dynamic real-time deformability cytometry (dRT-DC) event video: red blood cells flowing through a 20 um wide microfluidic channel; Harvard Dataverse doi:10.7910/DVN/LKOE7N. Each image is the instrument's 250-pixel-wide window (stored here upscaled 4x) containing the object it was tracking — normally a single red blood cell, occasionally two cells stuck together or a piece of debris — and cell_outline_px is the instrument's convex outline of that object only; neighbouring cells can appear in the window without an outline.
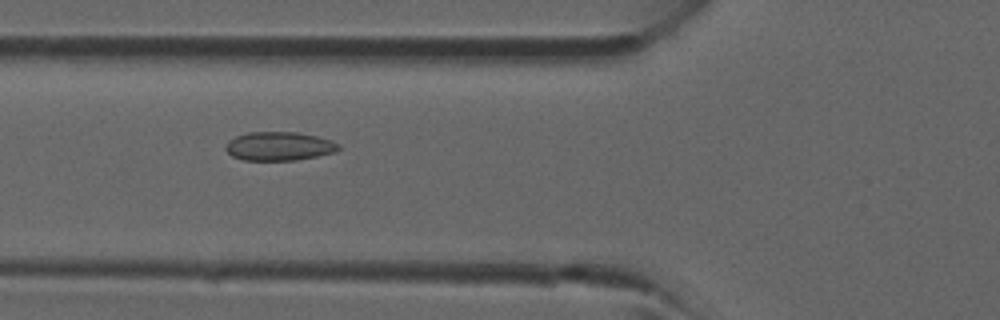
{"species": "common noctule bat (a hibernating species)", "species_latin": "Nyctalus noctula", "temperature_condition": "room temperature", "stored_images_in_passage": 6, "camera_frame_rate_fps": 3000, "um_per_image_px": 0.085, "animal": {"sex": "male", "forearm_length_mm": 52.5}, "frame": {"image": 1, "passage_image": 5, "time_ms": 4.667, "image_size_px": [1000, 320], "cell_outline_px": [[340, 148], [336, 152], [296, 160], [244, 160], [232, 156], [224, 148], [228, 140], [236, 136], [248, 132], [296, 132], [316, 136], [332, 140], [340, 144]], "centroid_in_image_um": [23.72, 12.42], "position_along_channel_um": 102.1, "area_um2": 18.96}}
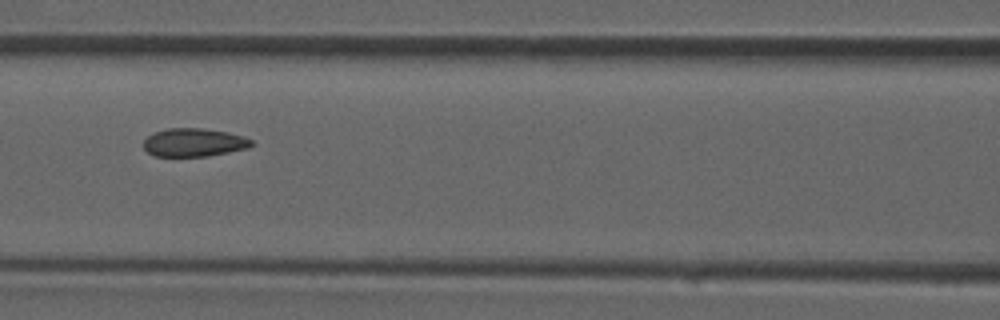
{"frame": {"image": 2, "passage_image": 6, "time_ms": 5.667, "image_size_px": [1000, 320], "cell_outline_px": [[252, 144], [248, 148], [208, 156], [156, 156], [148, 152], [144, 148], [144, 140], [148, 136], [156, 132], [168, 128], [200, 128], [228, 132], [244, 136], [252, 140]], "centroid_in_image_um": [16.49, 12.11], "position_along_channel_um": 150.1, "area_um2": 17.63}}